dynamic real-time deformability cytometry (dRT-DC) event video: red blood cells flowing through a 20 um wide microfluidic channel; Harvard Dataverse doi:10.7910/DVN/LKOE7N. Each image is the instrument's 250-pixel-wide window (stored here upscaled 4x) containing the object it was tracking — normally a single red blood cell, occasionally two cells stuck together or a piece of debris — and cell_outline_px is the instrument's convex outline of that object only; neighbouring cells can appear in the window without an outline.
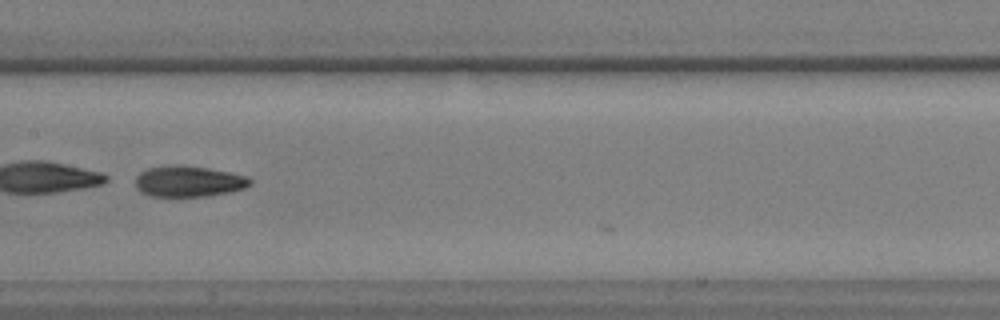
{"species": "common noctule bat (a hibernating species)", "species_latin": "Nyctalus noctula", "temperature_condition": "warm", "stored_images_in_passage": 32, "camera_frame_rate_fps": 3000, "um_per_image_px": 0.085, "animal": {"sex": "male", "body_mass_g": 17.9, "forearm_length_mm": 54.2}, "frame": {"image": 1, "passage_image": 11, "time_ms": 3.333, "image_size_px": [1000, 320], "cell_outline_px": [[252, 184], [244, 188], [232, 192], [204, 196], [148, 196], [140, 192], [136, 188], [136, 176], [140, 172], [148, 168], [168, 164], [180, 164], [208, 168], [248, 176], [252, 180]], "centroid_in_image_um": [16.02, 15.4], "position_along_channel_um": 191.4, "area_um2": 20.98}}